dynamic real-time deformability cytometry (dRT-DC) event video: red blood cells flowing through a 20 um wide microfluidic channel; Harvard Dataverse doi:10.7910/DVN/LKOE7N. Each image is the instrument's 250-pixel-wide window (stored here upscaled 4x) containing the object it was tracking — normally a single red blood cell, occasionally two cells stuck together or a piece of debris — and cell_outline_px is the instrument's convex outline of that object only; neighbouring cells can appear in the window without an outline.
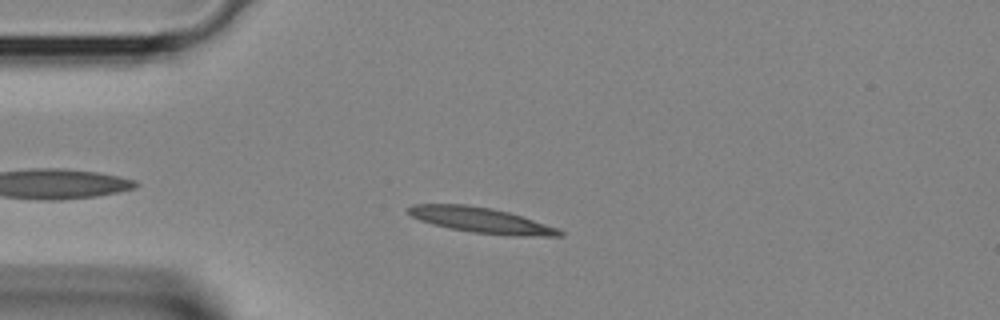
{"species": "Egyptian fruit bat (a non-hibernating species)", "species_latin": "Rousettus aegyptiacus", "temperature_condition": "room temperature", "stored_images_in_passage": 33, "camera_frame_rate_fps": 3000, "um_per_image_px": 0.085, "animal": {"sex": "female"}, "frame": {"image": 1, "passage_image": 4, "time_ms": 1.0, "image_size_px": [1000, 320], "cell_outline_px": [[564, 236], [512, 236], [472, 232], [448, 228], [432, 224], [420, 220], [412, 216], [408, 212], [408, 208], [412, 204], [468, 204], [492, 208], [508, 212], [556, 228], [564, 232]], "centroid_in_image_um": [40.86, 18.72], "position_along_channel_um": 44.1, "area_um2": 22.25}}
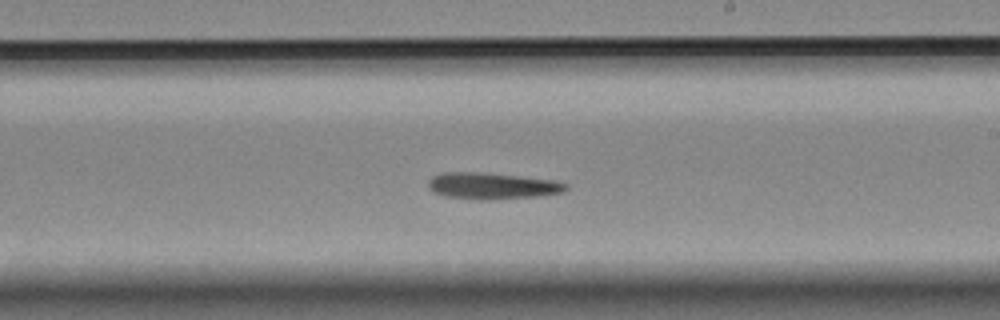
{"frame": {"image": 2, "passage_image": 17, "time_ms": 5.333, "image_size_px": [1000, 320], "cell_outline_px": [[568, 188], [564, 192], [536, 196], [480, 200], [444, 196], [432, 192], [428, 188], [428, 180], [432, 176], [444, 172], [480, 172], [556, 180], [568, 184]], "centroid_in_image_um": [41.8, 15.79], "position_along_channel_um": 247.2, "area_um2": 21.27}}
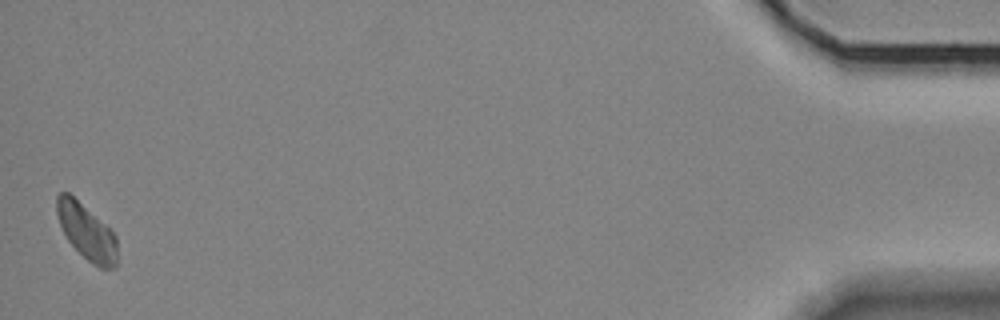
{"frame": {"image": 3, "passage_image": 33, "time_ms": 10.667, "image_size_px": [1000, 320], "cell_outline_px": [[116, 268], [100, 268], [92, 264], [68, 240], [60, 224], [56, 212], [56, 196], [60, 192], [68, 192], [112, 228], [116, 236]], "centroid_in_image_um": [7.38, 19.67], "position_along_channel_um": 427.8, "area_um2": 19.59}}